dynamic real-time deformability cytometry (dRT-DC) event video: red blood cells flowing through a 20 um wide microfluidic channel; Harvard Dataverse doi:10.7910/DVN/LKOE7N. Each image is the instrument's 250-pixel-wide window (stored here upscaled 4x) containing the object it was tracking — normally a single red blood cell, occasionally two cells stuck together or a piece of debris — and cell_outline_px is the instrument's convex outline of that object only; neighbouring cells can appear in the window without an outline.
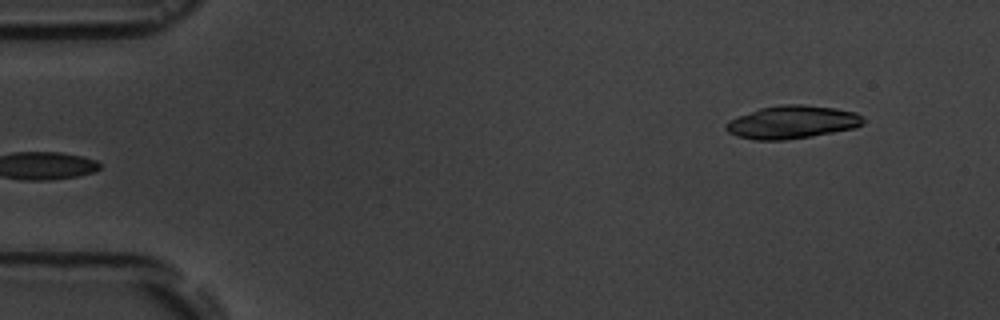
{"species": "common noctule bat (a hibernating species)", "species_latin": "Nyctalus noctula", "temperature_condition": "room temperature", "stored_images_in_passage": 5, "segment_of_instrument_passage": [2, 2], "camera_frame_rate_fps": 3000, "um_per_image_px": 0.085, "animal": {"sex": "male", "body_mass_g": 19.5, "forearm_length_mm": 54.6}, "frame": {"image": 1, "passage_image": 5, "time_ms": 4.333, "image_size_px": [1000, 320], "cell_outline_px": [[864, 124], [856, 128], [812, 136], [784, 140], [752, 140], [736, 136], [728, 132], [724, 128], [724, 124], [740, 116], [760, 108], [780, 104], [804, 104], [836, 108], [856, 112], [864, 116]], "centroid_in_image_um": [67.37, 10.38], "position_along_channel_um": 17.6, "area_um2": 26.59}}